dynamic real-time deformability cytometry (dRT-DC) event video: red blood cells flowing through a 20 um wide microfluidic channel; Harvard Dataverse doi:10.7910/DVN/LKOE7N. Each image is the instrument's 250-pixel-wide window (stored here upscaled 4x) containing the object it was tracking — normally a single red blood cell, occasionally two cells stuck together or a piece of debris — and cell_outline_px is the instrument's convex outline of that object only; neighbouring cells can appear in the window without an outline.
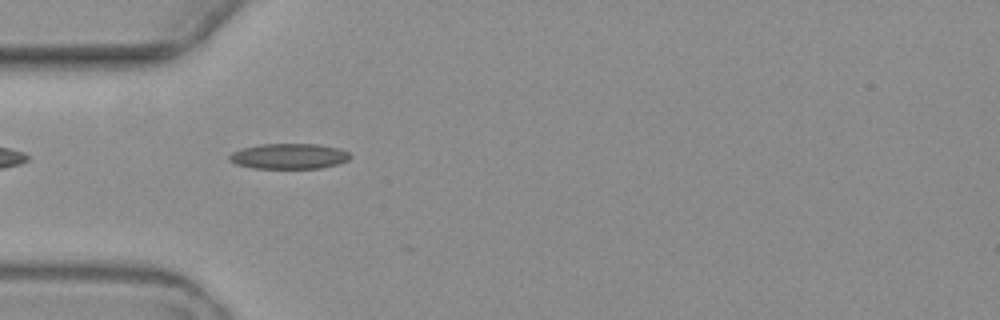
{"species": "common noctule bat (a hibernating species)", "species_latin": "Nyctalus noctula", "temperature_condition": "warm", "stored_images_in_passage": 2, "camera_frame_rate_fps": 3000, "um_per_image_px": 0.085, "animal": {"sex": "female", "body_mass_g": 19.3, "forearm_length_mm": 54.1}, "frame": {"image": 1, "passage_image": 1, "time_ms": 0.0, "image_size_px": [1000, 320], "cell_outline_px": [[352, 156], [348, 160], [336, 164], [320, 168], [252, 168], [236, 164], [228, 160], [228, 156], [232, 152], [244, 148], [260, 144], [316, 144], [340, 148], [348, 152]], "centroid_in_image_um": [24.56, 13.28], "position_along_channel_um": 60.4, "area_um2": 17.86}}
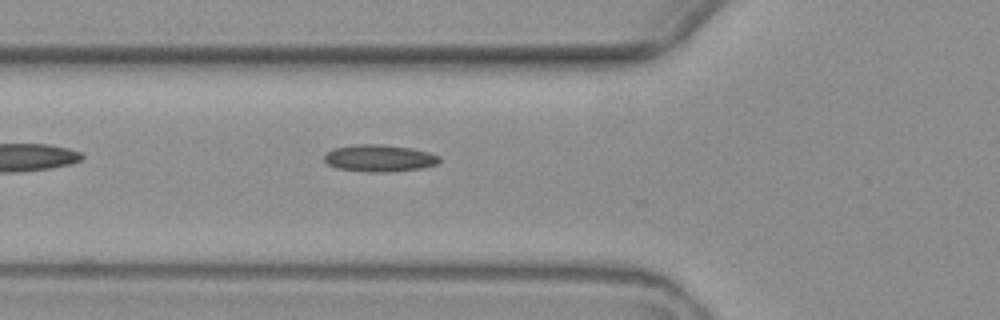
{"frame": {"image": 2, "passage_image": 2, "time_ms": 1.0, "image_size_px": [1000, 320], "cell_outline_px": [[440, 160], [436, 164], [420, 168], [388, 172], [364, 172], [336, 168], [328, 164], [324, 160], [324, 152], [332, 148], [356, 144], [384, 144], [412, 148], [428, 152], [440, 156]], "centroid_in_image_um": [32.19, 13.44], "position_along_channel_um": 93.6, "area_um2": 18.32}}